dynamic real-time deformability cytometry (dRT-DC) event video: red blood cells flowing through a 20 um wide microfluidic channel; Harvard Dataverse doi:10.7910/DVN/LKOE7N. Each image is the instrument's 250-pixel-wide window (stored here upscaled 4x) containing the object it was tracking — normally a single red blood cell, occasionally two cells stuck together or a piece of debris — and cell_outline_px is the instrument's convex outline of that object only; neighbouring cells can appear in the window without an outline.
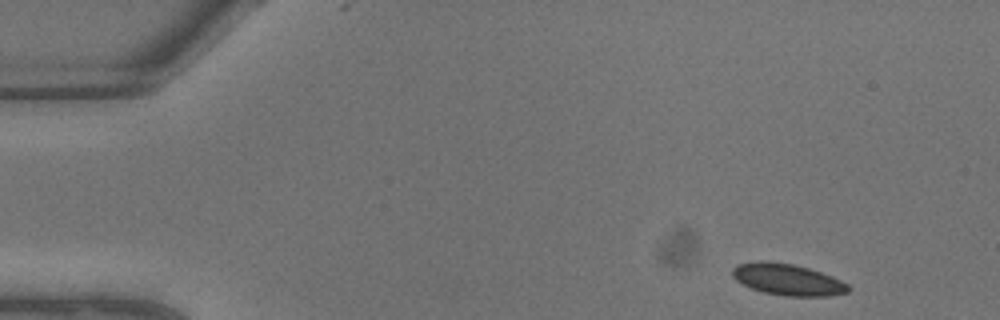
{"species": "common noctule bat (a hibernating species)", "species_latin": "Nyctalus noctula", "temperature_condition": "warm", "stored_images_in_passage": 8, "camera_frame_rate_fps": 3000, "um_per_image_px": 0.085, "animal": {"sex": "male", "body_mass_g": 13.3}, "frame": {"image": 1, "passage_image": 1, "time_ms": 0.0, "image_size_px": [1000, 320], "cell_outline_px": [[852, 288], [848, 292], [832, 296], [784, 296], [764, 292], [752, 288], [736, 280], [732, 276], [732, 268], [736, 264], [760, 260], [768, 260], [792, 264], [808, 268], [832, 276], [848, 284]], "centroid_in_image_um": [66.95, 23.75], "position_along_channel_um": 18.1, "area_um2": 21.39}}
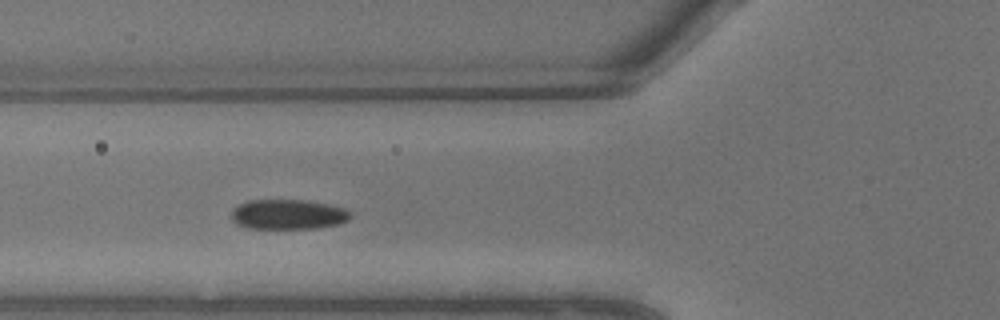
{"frame": {"image": 2, "passage_image": 7, "time_ms": 2.0, "image_size_px": [1000, 320], "cell_outline_px": [[352, 216], [348, 220], [336, 224], [316, 228], [248, 228], [236, 224], [232, 220], [232, 208], [236, 204], [248, 200], [308, 200], [328, 204], [344, 208], [352, 212]], "centroid_in_image_um": [24.46, 18.21], "position_along_channel_um": 101.3, "area_um2": 20.92}}
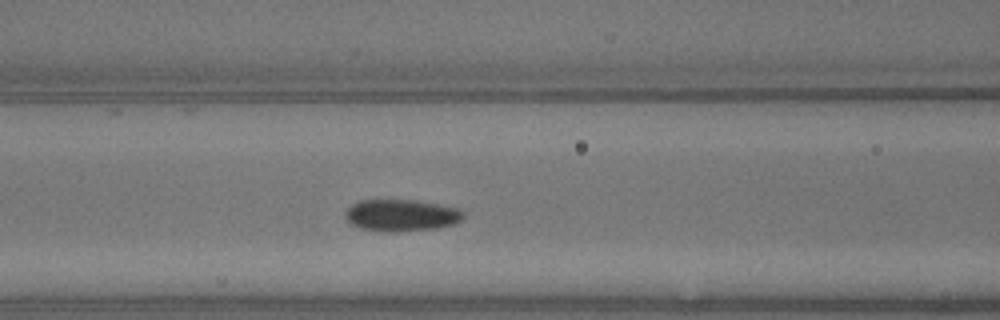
{"frame": {"image": 3, "passage_image": 8, "time_ms": 2.333, "image_size_px": [1000, 320], "cell_outline_px": [[464, 216], [460, 220], [452, 224], [436, 228], [396, 232], [360, 228], [352, 224], [344, 216], [344, 212], [352, 204], [360, 200], [416, 200], [440, 204], [460, 208], [464, 212]], "centroid_in_image_um": [34.12, 18.28], "position_along_channel_um": 132.5, "area_um2": 21.85}}